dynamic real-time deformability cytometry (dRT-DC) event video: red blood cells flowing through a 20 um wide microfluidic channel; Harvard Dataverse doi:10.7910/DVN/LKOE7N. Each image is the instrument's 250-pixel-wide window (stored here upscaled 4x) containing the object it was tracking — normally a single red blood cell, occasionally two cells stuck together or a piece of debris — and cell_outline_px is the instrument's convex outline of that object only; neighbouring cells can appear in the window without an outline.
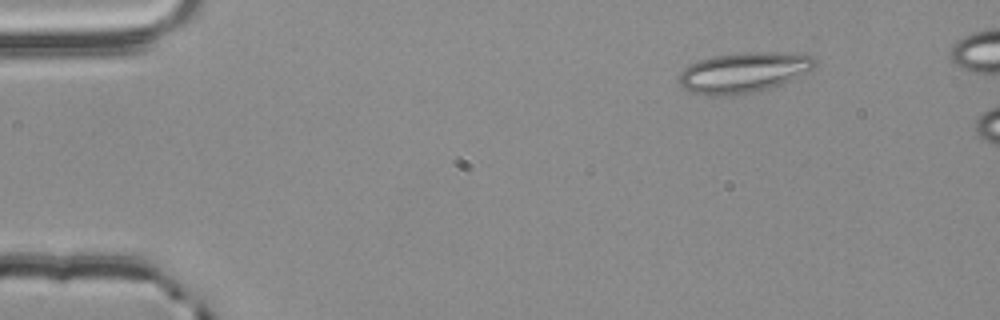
{"species": "common noctule bat (a hibernating species)", "species_latin": "Nyctalus noctula", "temperature_condition": "room temperature", "stored_images_in_passage": 14, "camera_frame_rate_fps": 3000, "um_per_image_px": 0.085, "animal": {"sex": "male", "body_mass_g": 20.4}, "frame": {"image": 1, "passage_image": 7, "time_ms": 2.0, "image_size_px": [1000, 320], "cell_outline_px": [[816, 64], [812, 68], [788, 80], [768, 88], [752, 92], [732, 96], [708, 96], [692, 92], [684, 88], [680, 84], [680, 72], [684, 68], [700, 60], [716, 56], [744, 52], [772, 52], [812, 56], [816, 60]], "centroid_in_image_um": [63.14, 6.17], "position_along_channel_um": 21.9, "area_um2": 31.21}}